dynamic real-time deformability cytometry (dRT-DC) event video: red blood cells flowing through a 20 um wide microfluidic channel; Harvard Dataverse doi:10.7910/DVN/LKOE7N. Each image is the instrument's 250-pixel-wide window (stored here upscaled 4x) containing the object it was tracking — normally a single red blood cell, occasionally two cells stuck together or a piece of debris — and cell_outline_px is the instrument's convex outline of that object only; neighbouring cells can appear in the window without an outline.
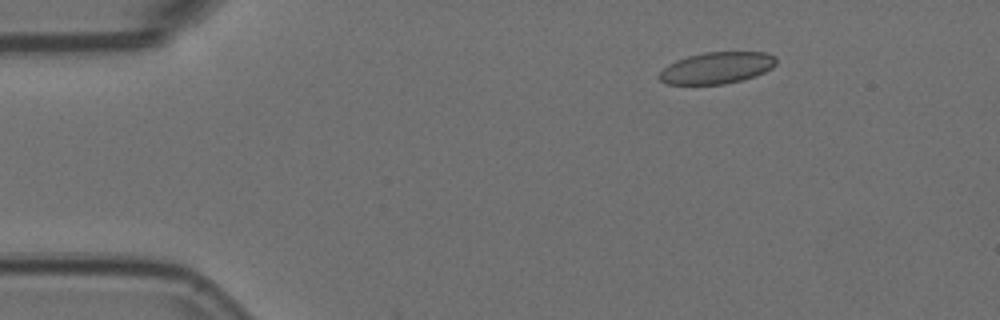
{"species": "Egyptian fruit bat (a non-hibernating species)", "species_latin": "Rousettus aegyptiacus", "temperature_condition": "room temperature", "stored_images_in_passage": 4, "camera_frame_rate_fps": 3000, "um_per_image_px": 0.085, "animal": {"sex": "female"}, "frame": {"image": 1, "passage_image": 1, "time_ms": 0.0, "image_size_px": [1000, 320], "cell_outline_px": [[776, 64], [772, 68], [756, 76], [744, 80], [724, 84], [664, 84], [656, 76], [668, 64], [676, 60], [688, 56], [704, 52], [768, 52], [776, 56]], "centroid_in_image_um": [60.93, 5.77], "position_along_channel_um": 24.1, "area_um2": 21.79}}